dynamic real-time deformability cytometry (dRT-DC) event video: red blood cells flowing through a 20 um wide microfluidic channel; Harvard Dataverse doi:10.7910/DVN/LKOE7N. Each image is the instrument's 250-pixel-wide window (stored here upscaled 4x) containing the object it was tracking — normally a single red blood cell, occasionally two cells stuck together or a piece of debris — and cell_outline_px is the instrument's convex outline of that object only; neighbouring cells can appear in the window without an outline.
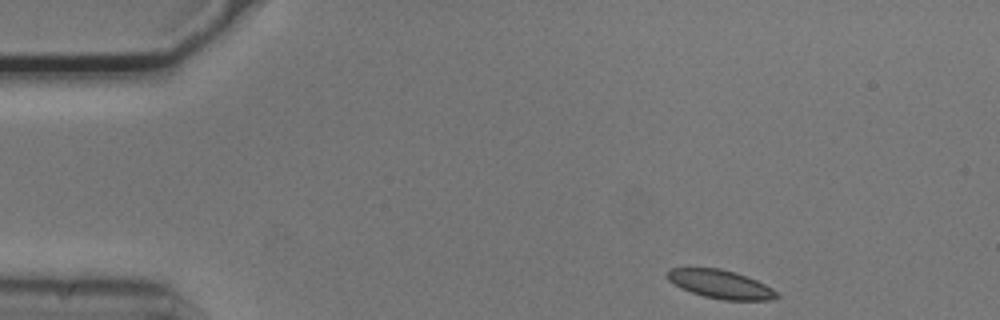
{"species": "common noctule bat (a hibernating species)", "species_latin": "Nyctalus noctula", "temperature_condition": "cold", "stored_images_in_passage": 48, "camera_frame_rate_fps": 3000, "um_per_image_px": 0.085, "animal": {"sex": "male", "body_mass_g": 20.5, "forearm_length_mm": 52.5}, "frame": {"image": 1, "passage_image": 1, "time_ms": 0.0, "image_size_px": [1000, 320], "cell_outline_px": [[780, 296], [768, 300], [724, 300], [704, 296], [680, 288], [668, 280], [668, 268], [720, 268], [736, 272], [756, 280], [772, 288]], "centroid_in_image_um": [61.24, 24.15], "position_along_channel_um": 23.8, "area_um2": 18.03}}
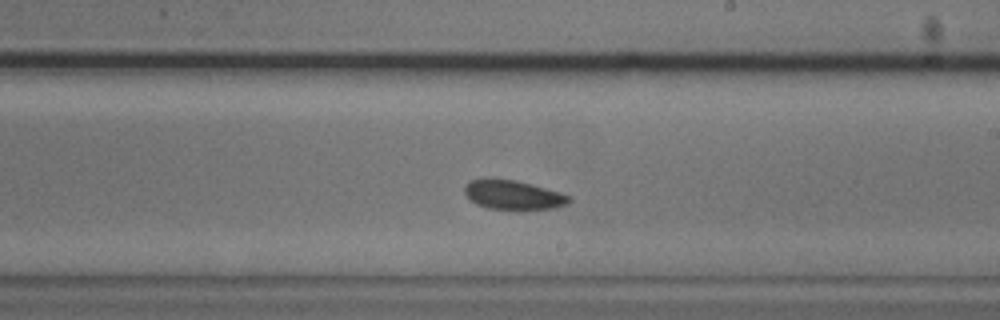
{"frame": {"image": 2, "passage_image": 25, "time_ms": 8.0, "image_size_px": [1000, 320], "cell_outline_px": [[572, 200], [568, 204], [556, 208], [488, 208], [476, 204], [464, 192], [464, 184], [468, 180], [516, 180], [532, 184], [560, 192], [572, 196]], "centroid_in_image_um": [43.67, 16.56], "position_along_channel_um": 245.3, "area_um2": 17.34}}
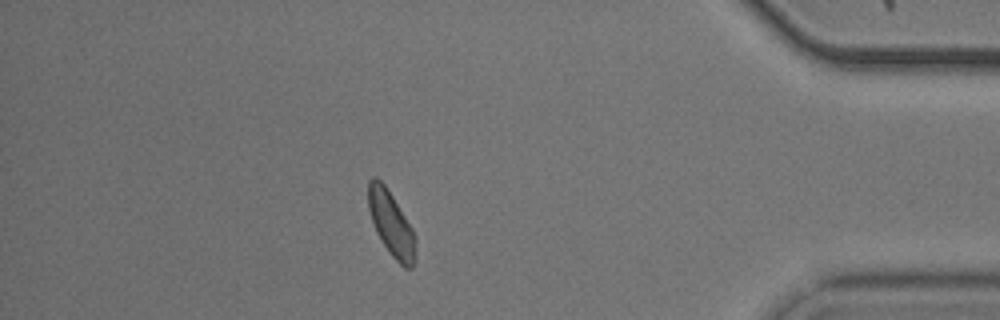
{"frame": {"image": 3, "passage_image": 41, "time_ms": 13.333, "image_size_px": [1000, 320], "cell_outline_px": [[416, 240], [412, 268], [404, 268], [392, 256], [376, 232], [368, 208], [368, 180], [372, 176], [376, 176], [384, 184], [392, 196], [412, 228], [416, 236]], "centroid_in_image_um": [33.23, 18.99], "position_along_channel_um": 402.0, "area_um2": 17.51}, "authors_computed_cell_mechanics": {"area_um2": 18.2359, "velocity_mm_per_s": 3.6888, "shape_relaxation_time_tau1_ms": 4.0733, "shape_relaxation_time_tau2_ms": 4.7033, "deformation_change_tau1": 0.0665, "deformation_change_tau2": 0.0896}}